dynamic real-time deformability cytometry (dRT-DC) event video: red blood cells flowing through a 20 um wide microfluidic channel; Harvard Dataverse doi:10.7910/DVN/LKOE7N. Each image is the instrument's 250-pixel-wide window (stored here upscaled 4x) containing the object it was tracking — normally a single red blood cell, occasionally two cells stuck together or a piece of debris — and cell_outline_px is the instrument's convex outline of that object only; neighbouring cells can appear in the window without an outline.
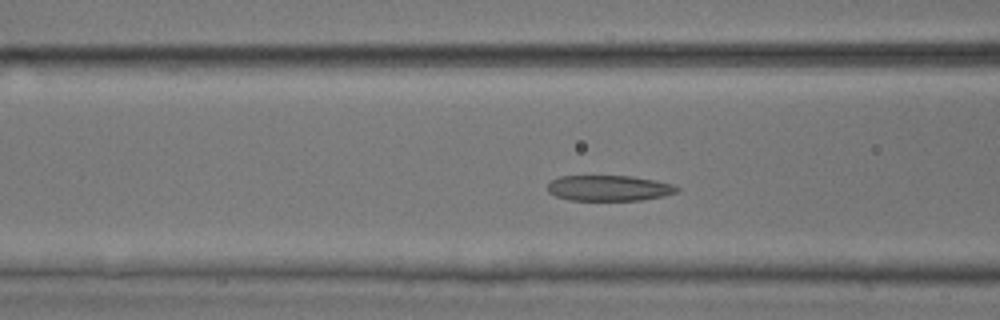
{"species": "common noctule bat (a hibernating species)", "species_latin": "Nyctalus noctula", "temperature_condition": "room temperature", "stored_images_in_passage": 49, "camera_frame_rate_fps": 3000, "um_per_image_px": 0.085, "animal": {"sex": "male", "body_mass_g": 17.9, "forearm_length_mm": 54.2}, "frame": {"image": 1, "passage_image": 16, "time_ms": 5.0, "image_size_px": [1000, 320], "cell_outline_px": [[680, 188], [676, 192], [664, 196], [640, 200], [568, 200], [556, 196], [548, 192], [548, 184], [552, 180], [560, 176], [632, 176], [656, 180], [676, 184]], "centroid_in_image_um": [51.8, 15.98], "position_along_channel_um": 114.8, "area_um2": 19.42}}
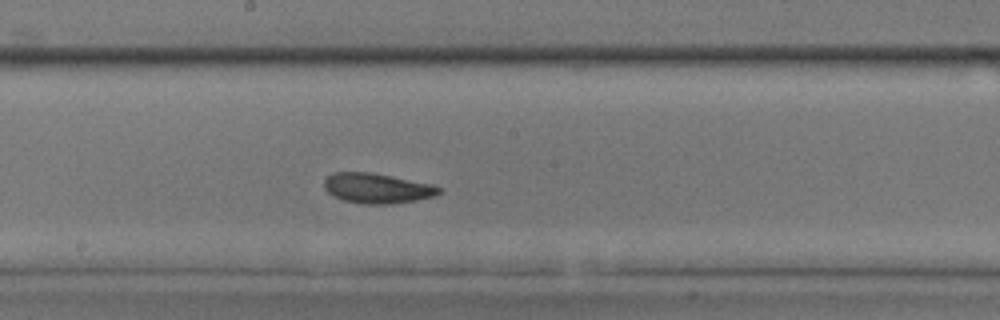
{"frame": {"image": 2, "passage_image": 24, "time_ms": 7.667, "image_size_px": [1000, 320], "cell_outline_px": [[440, 192], [436, 196], [416, 200], [392, 204], [364, 204], [344, 200], [332, 196], [324, 188], [324, 180], [332, 172], [372, 172], [432, 184], [440, 188]], "centroid_in_image_um": [32.03, 16.0], "position_along_channel_um": 216.2, "area_um2": 20.17}}
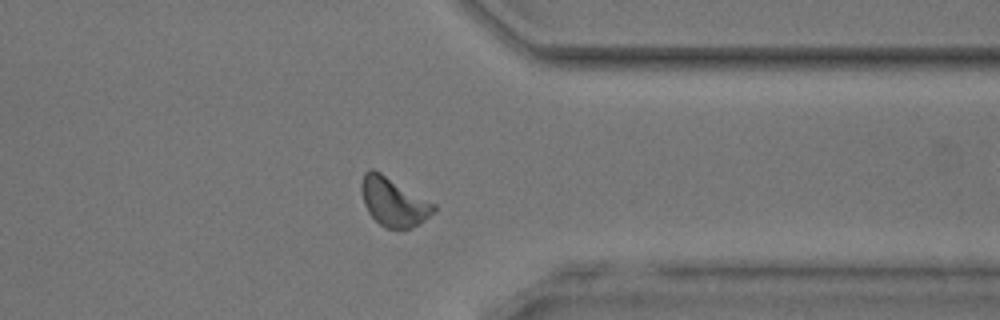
{"frame": {"image": 3, "passage_image": 37, "time_ms": 12.0, "image_size_px": [1000, 320], "cell_outline_px": [[436, 208], [420, 224], [408, 228], [384, 228], [368, 212], [364, 204], [360, 188], [360, 184], [364, 172], [368, 168], [372, 168], [380, 172], [436, 204]], "centroid_in_image_um": [33.42, 17.13], "position_along_channel_um": 378.0, "area_um2": 20.4}, "authors_computed_cell_mechanics": {"area_um2": 19.7098, "velocity_mm_per_s": 3.8311, "shape_relaxation_time_tau1_ms": 3.2803, "shape_relaxation_time_tau2_ms": 1.6144, "deformation_change_tau1": 0.1195, "deformation_change_tau2": 0.0924}}